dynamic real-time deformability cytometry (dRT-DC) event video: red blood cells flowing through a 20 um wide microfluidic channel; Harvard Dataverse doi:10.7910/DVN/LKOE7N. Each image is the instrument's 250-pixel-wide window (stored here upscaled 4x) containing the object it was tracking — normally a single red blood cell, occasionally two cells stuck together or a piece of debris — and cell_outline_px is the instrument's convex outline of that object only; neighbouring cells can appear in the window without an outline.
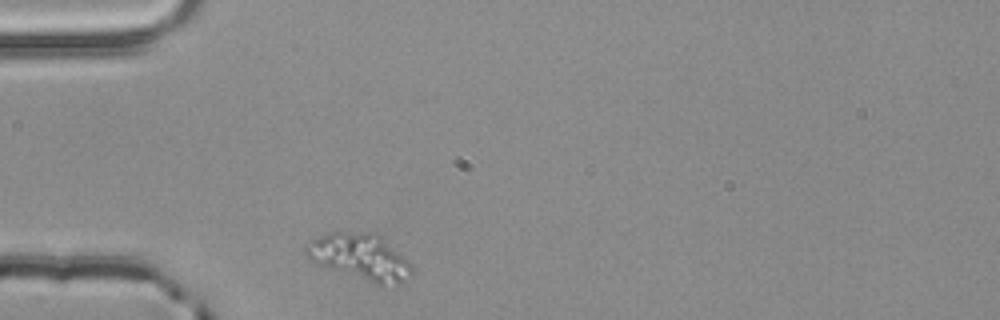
{"species": "common noctule bat (a hibernating species)", "species_latin": "Nyctalus noctula", "temperature_condition": "room temperature", "stored_images_in_passage": 32, "camera_frame_rate_fps": 3000, "um_per_image_px": 0.085, "animal": {"sex": "male", "body_mass_g": 20.4}, "frame": {"image": 1, "passage_image": 1, "time_ms": 0.0, "image_size_px": [1000, 320], "cell_outline_px": [[412, 276], [400, 284], [376, 284], [328, 268], [312, 260], [304, 252], [304, 248], [308, 240], [332, 232], [376, 232], [404, 256], [412, 264]], "centroid_in_image_um": [30.64, 21.82], "position_along_channel_um": 54.4, "area_um2": 28.44}}
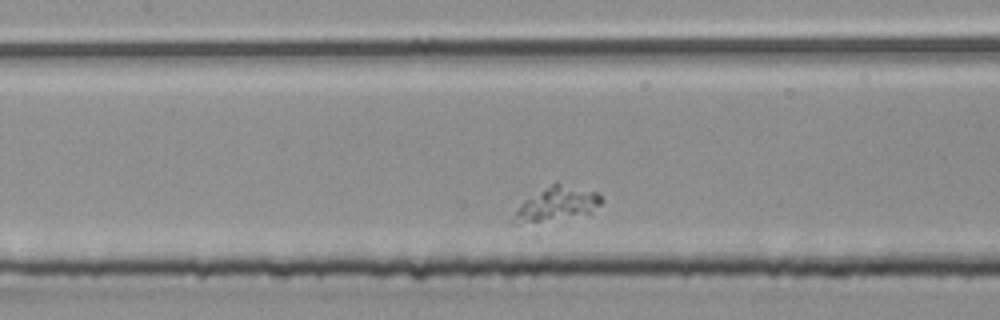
{"frame": {"image": 2, "passage_image": 11, "time_ms": 3.333, "image_size_px": [1000, 320], "cell_outline_px": [[604, 200], [592, 212], [540, 220], [512, 224], [508, 224], [520, 204], [524, 200], [556, 180], [596, 192]], "centroid_in_image_um": [47.31, 17.26], "position_along_channel_um": 160.1, "area_um2": 16.99}}
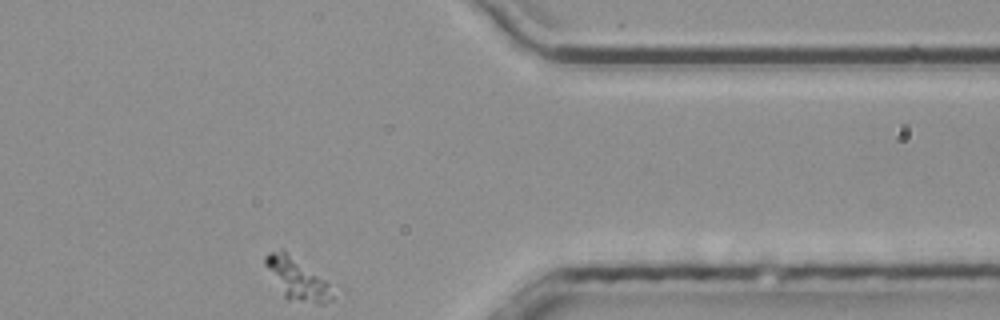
{"frame": {"image": 3, "passage_image": 32, "time_ms": 10.333, "image_size_px": [1000, 320], "cell_outline_px": [[332, 300], [324, 304], [316, 304], [288, 300], [284, 296], [264, 264], [264, 256], [268, 252], [280, 248], [324, 280], [328, 284], [332, 296]], "centroid_in_image_um": [25.2, 23.72], "position_along_channel_um": 386.2, "area_um2": 15.72}}